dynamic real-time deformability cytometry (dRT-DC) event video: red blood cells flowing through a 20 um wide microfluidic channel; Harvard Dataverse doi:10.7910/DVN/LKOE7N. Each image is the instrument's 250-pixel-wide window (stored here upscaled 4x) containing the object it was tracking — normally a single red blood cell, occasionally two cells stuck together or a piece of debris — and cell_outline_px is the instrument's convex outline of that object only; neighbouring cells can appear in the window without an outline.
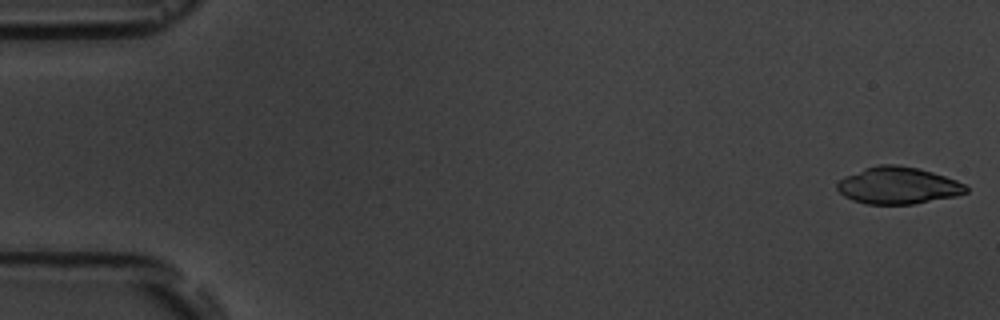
{"species": "common noctule bat (a hibernating species)", "species_latin": "Nyctalus noctula", "temperature_condition": "room temperature", "stored_images_in_passage": 6, "segment_of_instrument_passage": [2, 2], "camera_frame_rate_fps": 3000, "um_per_image_px": 0.085, "animal": {"sex": "male", "body_mass_g": 19.5, "forearm_length_mm": 54.6}, "frame": {"image": 1, "passage_image": 6, "time_ms": 6.333, "image_size_px": [1000, 320], "cell_outline_px": [[968, 192], [956, 196], [912, 204], [864, 204], [852, 200], [844, 196], [836, 188], [836, 184], [844, 176], [864, 168], [876, 164], [896, 164], [916, 168], [932, 172], [956, 180], [964, 184], [968, 188]], "centroid_in_image_um": [76.3, 15.77], "position_along_channel_um": 8.7, "area_um2": 27.8}}